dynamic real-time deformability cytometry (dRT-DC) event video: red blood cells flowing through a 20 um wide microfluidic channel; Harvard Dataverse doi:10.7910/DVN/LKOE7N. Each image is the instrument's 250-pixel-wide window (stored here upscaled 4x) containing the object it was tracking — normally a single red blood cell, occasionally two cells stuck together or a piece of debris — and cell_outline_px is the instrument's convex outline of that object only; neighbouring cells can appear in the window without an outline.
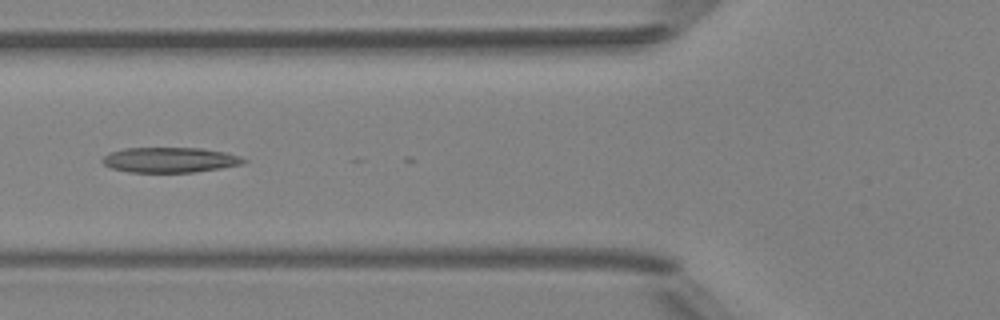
{"species": "Egyptian fruit bat (a non-hibernating species)", "species_latin": "Rousettus aegyptiacus", "temperature_condition": "room temperature", "stored_images_in_passage": 6, "camera_frame_rate_fps": 3000, "um_per_image_px": 0.085, "animal": {"sex": "female"}, "frame": {"image": 1, "passage_image": 6, "time_ms": 5.667, "image_size_px": [1000, 320], "cell_outline_px": [[248, 160], [240, 164], [220, 168], [192, 172], [128, 172], [112, 168], [104, 164], [100, 160], [108, 152], [124, 148], [200, 148], [224, 152], [240, 156]], "centroid_in_image_um": [14.39, 13.58], "position_along_channel_um": 111.4, "area_um2": 20.63}}